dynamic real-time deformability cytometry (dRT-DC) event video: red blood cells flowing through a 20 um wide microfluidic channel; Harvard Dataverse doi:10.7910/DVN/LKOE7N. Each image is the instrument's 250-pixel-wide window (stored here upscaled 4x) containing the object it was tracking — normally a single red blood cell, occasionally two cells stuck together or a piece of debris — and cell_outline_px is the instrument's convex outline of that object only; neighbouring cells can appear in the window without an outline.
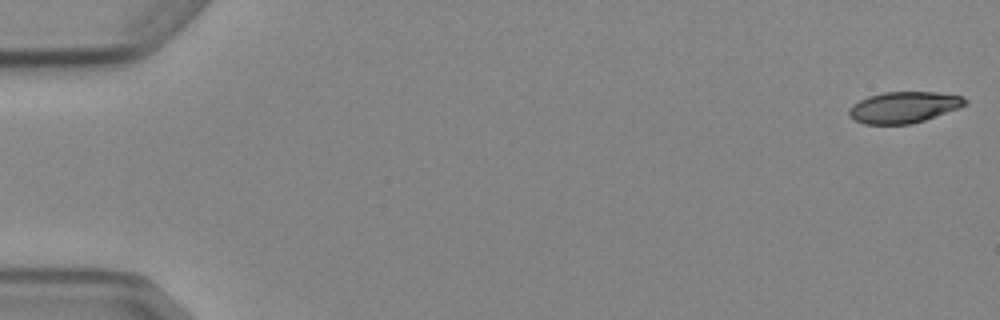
{"species": "Egyptian fruit bat (a non-hibernating species)", "species_latin": "Rousettus aegyptiacus", "temperature_condition": "cold", "stored_images_in_passage": 5, "camera_frame_rate_fps": 3000, "um_per_image_px": 0.085, "animal": {"sex": "female"}, "frame": {"image": 1, "passage_image": 1, "time_ms": 0.0, "image_size_px": [1000, 320], "cell_outline_px": [[968, 104], [960, 108], [912, 124], [864, 124], [852, 120], [848, 116], [848, 108], [852, 104], [868, 96], [884, 92], [936, 92], [964, 96], [968, 100]], "centroid_in_image_um": [76.82, 9.12], "position_along_channel_um": 8.2, "area_um2": 21.44}}
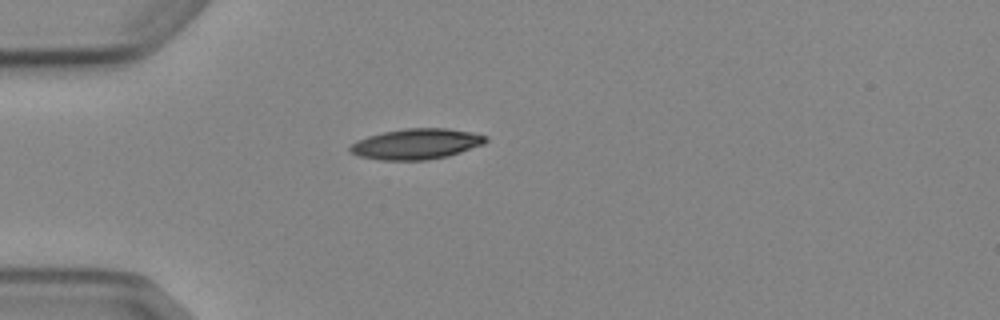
{"frame": {"image": 2, "passage_image": 5, "time_ms": 4.667, "image_size_px": [1000, 320], "cell_outline_px": [[488, 140], [484, 144], [448, 156], [428, 160], [380, 160], [356, 156], [348, 152], [348, 148], [356, 140], [368, 136], [384, 132], [404, 128], [444, 128], [472, 132], [488, 136]], "centroid_in_image_um": [35.36, 12.24], "position_along_channel_um": 49.6, "area_um2": 24.39}}